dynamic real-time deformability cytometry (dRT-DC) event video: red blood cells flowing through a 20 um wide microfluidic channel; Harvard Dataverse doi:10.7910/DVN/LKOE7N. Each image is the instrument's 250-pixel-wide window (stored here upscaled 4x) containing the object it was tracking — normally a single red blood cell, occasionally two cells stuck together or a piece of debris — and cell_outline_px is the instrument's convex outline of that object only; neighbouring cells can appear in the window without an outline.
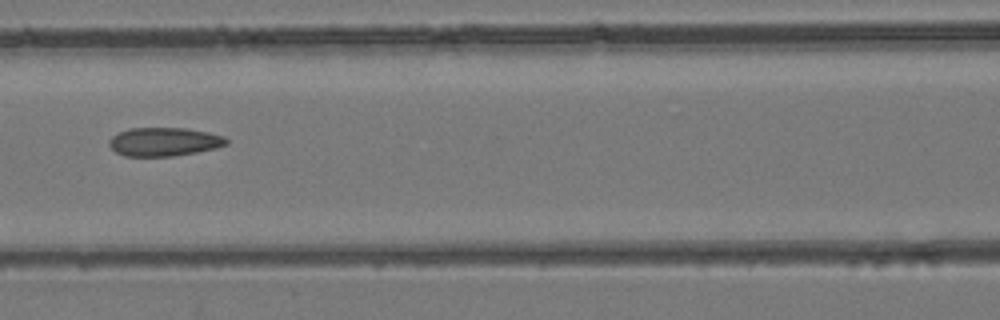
{"species": "common noctule bat (a hibernating species)", "species_latin": "Nyctalus noctula", "temperature_condition": "room temperature", "stored_images_in_passage": 7, "camera_frame_rate_fps": 3000, "um_per_image_px": 0.085, "animal": {"sex": "female", "body_mass_g": 24.6, "forearm_length_mm": 56.2}, "frame": {"image": 1, "passage_image": 7, "time_ms": 6.667, "image_size_px": [1000, 320], "cell_outline_px": [[228, 144], [216, 148], [196, 152], [172, 156], [124, 156], [116, 152], [108, 144], [108, 140], [112, 136], [120, 132], [132, 128], [188, 128], [208, 132], [224, 136], [228, 140]], "centroid_in_image_um": [13.96, 12.05], "position_along_channel_um": 152.6, "area_um2": 19.54}}